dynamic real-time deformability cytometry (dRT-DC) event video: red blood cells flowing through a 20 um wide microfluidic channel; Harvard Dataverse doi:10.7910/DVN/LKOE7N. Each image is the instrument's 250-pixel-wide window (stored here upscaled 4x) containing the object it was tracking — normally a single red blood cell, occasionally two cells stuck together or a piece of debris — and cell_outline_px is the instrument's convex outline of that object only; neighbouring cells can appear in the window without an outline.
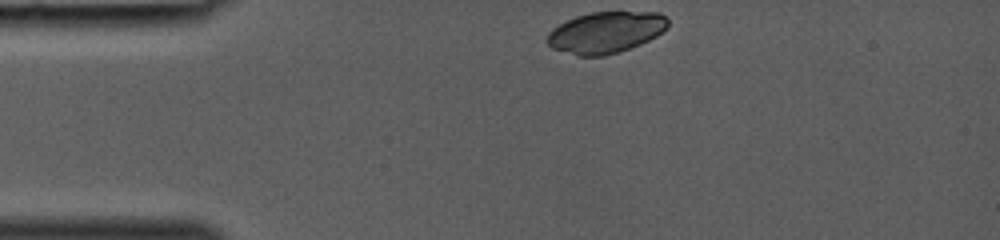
{"species": "common noctule bat (a hibernating species)", "species_latin": "Nyctalus noctula", "temperature_condition": "room temperature", "stored_images_in_passage": 27, "camera_frame_rate_fps": 3000, "um_per_image_px": 0.085, "animal": {"sex": "female", "body_mass_g": 19.0, "forearm_length_mm": 53.3}, "frame": {"image": 1, "passage_image": 1, "time_ms": 0.0, "image_size_px": [1000, 240], "cell_outline_px": [[668, 28], [656, 36], [640, 44], [604, 56], [576, 56], [552, 48], [544, 40], [548, 32], [552, 28], [576, 16], [592, 12], [660, 12], [668, 20]], "centroid_in_image_um": [51.46, 2.75], "position_along_channel_um": 33.5, "area_um2": 29.13}}
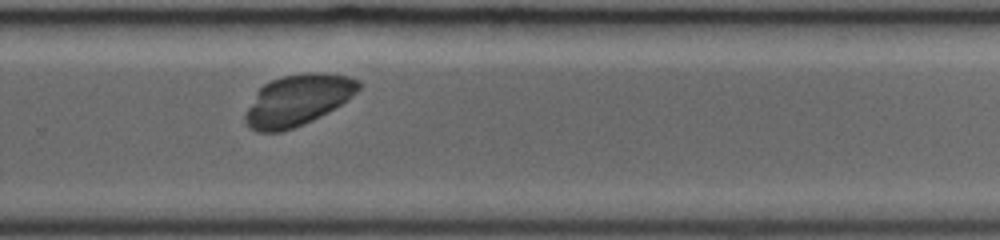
{"frame": {"image": 2, "passage_image": 20, "time_ms": 6.333, "image_size_px": [1000, 240], "cell_outline_px": [[360, 88], [348, 100], [320, 116], [304, 124], [280, 132], [256, 132], [248, 128], [244, 124], [244, 112], [256, 92], [264, 84], [272, 80], [284, 76], [304, 72], [320, 72], [348, 76], [360, 80]], "centroid_in_image_um": [25.27, 8.52], "position_along_channel_um": 304.5, "area_um2": 33.93}}
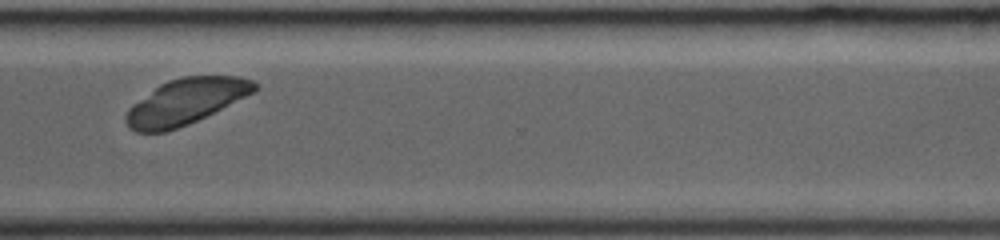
{"frame": {"image": 3, "passage_image": 23, "time_ms": 7.333, "image_size_px": [1000, 240], "cell_outline_px": [[260, 88], [256, 92], [188, 124], [168, 132], [136, 132], [128, 128], [124, 120], [124, 116], [128, 108], [132, 104], [160, 84], [168, 80], [180, 76], [236, 76], [252, 80], [260, 84]], "centroid_in_image_um": [15.79, 8.63], "position_along_channel_um": 354.8, "area_um2": 34.45}}